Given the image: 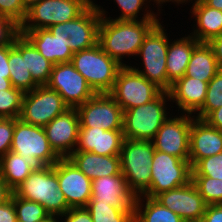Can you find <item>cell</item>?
Wrapping results in <instances>:
<instances>
[{"label": "cell", "instance_id": "6da1fadb", "mask_svg": "<svg viewBox=\"0 0 222 222\" xmlns=\"http://www.w3.org/2000/svg\"><path fill=\"white\" fill-rule=\"evenodd\" d=\"M95 7L102 16L98 30V44L122 67L130 66L129 63L128 65L124 63L126 61L123 58L134 57V55L137 57L145 37L161 22V19L115 20L107 17L108 12L97 3Z\"/></svg>", "mask_w": 222, "mask_h": 222}, {"label": "cell", "instance_id": "7a4b0ae2", "mask_svg": "<svg viewBox=\"0 0 222 222\" xmlns=\"http://www.w3.org/2000/svg\"><path fill=\"white\" fill-rule=\"evenodd\" d=\"M13 191L17 197L41 204L50 215L61 216L70 209L53 166L34 169Z\"/></svg>", "mask_w": 222, "mask_h": 222}, {"label": "cell", "instance_id": "3957f363", "mask_svg": "<svg viewBox=\"0 0 222 222\" xmlns=\"http://www.w3.org/2000/svg\"><path fill=\"white\" fill-rule=\"evenodd\" d=\"M155 153L152 141L124 139L120 151L121 173L135 197L151 185V164Z\"/></svg>", "mask_w": 222, "mask_h": 222}, {"label": "cell", "instance_id": "277c9868", "mask_svg": "<svg viewBox=\"0 0 222 222\" xmlns=\"http://www.w3.org/2000/svg\"><path fill=\"white\" fill-rule=\"evenodd\" d=\"M71 63L97 93H109L122 66L104 52L99 44L73 53Z\"/></svg>", "mask_w": 222, "mask_h": 222}, {"label": "cell", "instance_id": "5b68a950", "mask_svg": "<svg viewBox=\"0 0 222 222\" xmlns=\"http://www.w3.org/2000/svg\"><path fill=\"white\" fill-rule=\"evenodd\" d=\"M169 100V92L163 91L151 102L123 111L124 138L151 141L169 117Z\"/></svg>", "mask_w": 222, "mask_h": 222}, {"label": "cell", "instance_id": "8992f818", "mask_svg": "<svg viewBox=\"0 0 222 222\" xmlns=\"http://www.w3.org/2000/svg\"><path fill=\"white\" fill-rule=\"evenodd\" d=\"M162 22L158 23L145 37L137 57L141 56V67H132L136 72L140 73L150 82H153L163 91H169L172 84L167 79L166 58L169 46V38L167 29L162 26Z\"/></svg>", "mask_w": 222, "mask_h": 222}, {"label": "cell", "instance_id": "52a82bcc", "mask_svg": "<svg viewBox=\"0 0 222 222\" xmlns=\"http://www.w3.org/2000/svg\"><path fill=\"white\" fill-rule=\"evenodd\" d=\"M92 3L93 0H42L28 9L19 31L47 29L52 25L71 21Z\"/></svg>", "mask_w": 222, "mask_h": 222}, {"label": "cell", "instance_id": "ba28073f", "mask_svg": "<svg viewBox=\"0 0 222 222\" xmlns=\"http://www.w3.org/2000/svg\"><path fill=\"white\" fill-rule=\"evenodd\" d=\"M95 1L77 18L47 28L57 40L77 52L98 44V30L102 16L95 7Z\"/></svg>", "mask_w": 222, "mask_h": 222}, {"label": "cell", "instance_id": "9c48e42d", "mask_svg": "<svg viewBox=\"0 0 222 222\" xmlns=\"http://www.w3.org/2000/svg\"><path fill=\"white\" fill-rule=\"evenodd\" d=\"M191 179L189 160L155 150L151 164V185L143 196L155 198L160 193L188 184Z\"/></svg>", "mask_w": 222, "mask_h": 222}, {"label": "cell", "instance_id": "30bf717a", "mask_svg": "<svg viewBox=\"0 0 222 222\" xmlns=\"http://www.w3.org/2000/svg\"><path fill=\"white\" fill-rule=\"evenodd\" d=\"M162 92V89L130 66H123L108 94L125 111L151 102Z\"/></svg>", "mask_w": 222, "mask_h": 222}, {"label": "cell", "instance_id": "8fae6325", "mask_svg": "<svg viewBox=\"0 0 222 222\" xmlns=\"http://www.w3.org/2000/svg\"><path fill=\"white\" fill-rule=\"evenodd\" d=\"M68 109L55 90L47 85L37 86L24 94L19 119L27 124L44 127Z\"/></svg>", "mask_w": 222, "mask_h": 222}, {"label": "cell", "instance_id": "7c38bea8", "mask_svg": "<svg viewBox=\"0 0 222 222\" xmlns=\"http://www.w3.org/2000/svg\"><path fill=\"white\" fill-rule=\"evenodd\" d=\"M10 151L20 156L33 157L43 166H53L60 158L50 147L45 130L14 119V131Z\"/></svg>", "mask_w": 222, "mask_h": 222}, {"label": "cell", "instance_id": "4fadbf2b", "mask_svg": "<svg viewBox=\"0 0 222 222\" xmlns=\"http://www.w3.org/2000/svg\"><path fill=\"white\" fill-rule=\"evenodd\" d=\"M47 86L55 90L69 108H77L96 94L71 62L54 64Z\"/></svg>", "mask_w": 222, "mask_h": 222}, {"label": "cell", "instance_id": "5bb4252c", "mask_svg": "<svg viewBox=\"0 0 222 222\" xmlns=\"http://www.w3.org/2000/svg\"><path fill=\"white\" fill-rule=\"evenodd\" d=\"M76 109L80 127L123 130V109L108 93H97Z\"/></svg>", "mask_w": 222, "mask_h": 222}, {"label": "cell", "instance_id": "9a60e30c", "mask_svg": "<svg viewBox=\"0 0 222 222\" xmlns=\"http://www.w3.org/2000/svg\"><path fill=\"white\" fill-rule=\"evenodd\" d=\"M151 140L155 150L189 160V140L192 115H169Z\"/></svg>", "mask_w": 222, "mask_h": 222}, {"label": "cell", "instance_id": "2e32d148", "mask_svg": "<svg viewBox=\"0 0 222 222\" xmlns=\"http://www.w3.org/2000/svg\"><path fill=\"white\" fill-rule=\"evenodd\" d=\"M59 188L70 208L86 207L92 195V180L81 172L69 158H60L54 165Z\"/></svg>", "mask_w": 222, "mask_h": 222}, {"label": "cell", "instance_id": "e0dca14e", "mask_svg": "<svg viewBox=\"0 0 222 222\" xmlns=\"http://www.w3.org/2000/svg\"><path fill=\"white\" fill-rule=\"evenodd\" d=\"M154 199L180 216L184 222H201L207 207L192 181L160 193Z\"/></svg>", "mask_w": 222, "mask_h": 222}, {"label": "cell", "instance_id": "ac0fdd59", "mask_svg": "<svg viewBox=\"0 0 222 222\" xmlns=\"http://www.w3.org/2000/svg\"><path fill=\"white\" fill-rule=\"evenodd\" d=\"M43 128L50 147L59 158H68L75 151L80 128L76 108H69Z\"/></svg>", "mask_w": 222, "mask_h": 222}, {"label": "cell", "instance_id": "d6986e66", "mask_svg": "<svg viewBox=\"0 0 222 222\" xmlns=\"http://www.w3.org/2000/svg\"><path fill=\"white\" fill-rule=\"evenodd\" d=\"M91 189L88 203H104L122 211H134L136 197L128 188L122 173L92 180Z\"/></svg>", "mask_w": 222, "mask_h": 222}, {"label": "cell", "instance_id": "ffe728a7", "mask_svg": "<svg viewBox=\"0 0 222 222\" xmlns=\"http://www.w3.org/2000/svg\"><path fill=\"white\" fill-rule=\"evenodd\" d=\"M222 152V131L192 115L189 161L193 167L200 159Z\"/></svg>", "mask_w": 222, "mask_h": 222}, {"label": "cell", "instance_id": "44dd1931", "mask_svg": "<svg viewBox=\"0 0 222 222\" xmlns=\"http://www.w3.org/2000/svg\"><path fill=\"white\" fill-rule=\"evenodd\" d=\"M122 130H104L98 127H80L75 151L97 155H120L124 141Z\"/></svg>", "mask_w": 222, "mask_h": 222}, {"label": "cell", "instance_id": "7402d4cb", "mask_svg": "<svg viewBox=\"0 0 222 222\" xmlns=\"http://www.w3.org/2000/svg\"><path fill=\"white\" fill-rule=\"evenodd\" d=\"M208 82L201 81L189 76H183L176 80L169 92L170 101L178 106V113L196 114L203 106ZM194 113V114H193Z\"/></svg>", "mask_w": 222, "mask_h": 222}, {"label": "cell", "instance_id": "603a6c76", "mask_svg": "<svg viewBox=\"0 0 222 222\" xmlns=\"http://www.w3.org/2000/svg\"><path fill=\"white\" fill-rule=\"evenodd\" d=\"M68 158L91 180L121 173L119 155L103 156L91 152L74 151Z\"/></svg>", "mask_w": 222, "mask_h": 222}, {"label": "cell", "instance_id": "cb8c5ba5", "mask_svg": "<svg viewBox=\"0 0 222 222\" xmlns=\"http://www.w3.org/2000/svg\"><path fill=\"white\" fill-rule=\"evenodd\" d=\"M9 71L10 81L14 88L24 93L34 90L39 86L29 72L26 65V37L18 34L9 43Z\"/></svg>", "mask_w": 222, "mask_h": 222}, {"label": "cell", "instance_id": "d4e9b609", "mask_svg": "<svg viewBox=\"0 0 222 222\" xmlns=\"http://www.w3.org/2000/svg\"><path fill=\"white\" fill-rule=\"evenodd\" d=\"M198 44L199 42L190 34L169 41L166 71L171 84L185 75L193 49Z\"/></svg>", "mask_w": 222, "mask_h": 222}, {"label": "cell", "instance_id": "484cf974", "mask_svg": "<svg viewBox=\"0 0 222 222\" xmlns=\"http://www.w3.org/2000/svg\"><path fill=\"white\" fill-rule=\"evenodd\" d=\"M190 10L196 22L190 35L199 43H208L211 39L222 34L221 10L209 7L203 2L193 4Z\"/></svg>", "mask_w": 222, "mask_h": 222}, {"label": "cell", "instance_id": "4316f807", "mask_svg": "<svg viewBox=\"0 0 222 222\" xmlns=\"http://www.w3.org/2000/svg\"><path fill=\"white\" fill-rule=\"evenodd\" d=\"M19 33L24 35L53 64L71 62L73 51L57 40L48 29L19 31Z\"/></svg>", "mask_w": 222, "mask_h": 222}, {"label": "cell", "instance_id": "83f0119b", "mask_svg": "<svg viewBox=\"0 0 222 222\" xmlns=\"http://www.w3.org/2000/svg\"><path fill=\"white\" fill-rule=\"evenodd\" d=\"M43 165L33 157H23L9 151L0 159V174L7 185L14 190L19 186L34 169Z\"/></svg>", "mask_w": 222, "mask_h": 222}, {"label": "cell", "instance_id": "f1b7e54d", "mask_svg": "<svg viewBox=\"0 0 222 222\" xmlns=\"http://www.w3.org/2000/svg\"><path fill=\"white\" fill-rule=\"evenodd\" d=\"M220 71L211 47L199 43L194 49L184 76L209 82Z\"/></svg>", "mask_w": 222, "mask_h": 222}, {"label": "cell", "instance_id": "f546056e", "mask_svg": "<svg viewBox=\"0 0 222 222\" xmlns=\"http://www.w3.org/2000/svg\"><path fill=\"white\" fill-rule=\"evenodd\" d=\"M134 222H184L180 216L154 198L138 196L134 205Z\"/></svg>", "mask_w": 222, "mask_h": 222}, {"label": "cell", "instance_id": "4dcf8cb0", "mask_svg": "<svg viewBox=\"0 0 222 222\" xmlns=\"http://www.w3.org/2000/svg\"><path fill=\"white\" fill-rule=\"evenodd\" d=\"M26 65L33 80L39 86L48 84L54 64L46 59L27 38Z\"/></svg>", "mask_w": 222, "mask_h": 222}, {"label": "cell", "instance_id": "1f68e13d", "mask_svg": "<svg viewBox=\"0 0 222 222\" xmlns=\"http://www.w3.org/2000/svg\"><path fill=\"white\" fill-rule=\"evenodd\" d=\"M93 222H134V211H122L109 204L88 203Z\"/></svg>", "mask_w": 222, "mask_h": 222}, {"label": "cell", "instance_id": "d6a6232c", "mask_svg": "<svg viewBox=\"0 0 222 222\" xmlns=\"http://www.w3.org/2000/svg\"><path fill=\"white\" fill-rule=\"evenodd\" d=\"M151 1L154 2V0H114V2L117 4L118 8L121 11V13H120L121 15L116 17L115 20L160 19L161 17H158L157 13L150 10L149 4ZM146 4H148V5H146ZM141 9L143 11L145 9L144 14L142 13L141 15H143V16L138 17L139 16L138 14L141 13V11H142Z\"/></svg>", "mask_w": 222, "mask_h": 222}, {"label": "cell", "instance_id": "836d02e7", "mask_svg": "<svg viewBox=\"0 0 222 222\" xmlns=\"http://www.w3.org/2000/svg\"><path fill=\"white\" fill-rule=\"evenodd\" d=\"M222 106V71L220 70L209 82L202 108L193 115L204 120L213 110Z\"/></svg>", "mask_w": 222, "mask_h": 222}, {"label": "cell", "instance_id": "e575fe53", "mask_svg": "<svg viewBox=\"0 0 222 222\" xmlns=\"http://www.w3.org/2000/svg\"><path fill=\"white\" fill-rule=\"evenodd\" d=\"M191 181L207 205L222 204V179L209 176H192Z\"/></svg>", "mask_w": 222, "mask_h": 222}, {"label": "cell", "instance_id": "d590c367", "mask_svg": "<svg viewBox=\"0 0 222 222\" xmlns=\"http://www.w3.org/2000/svg\"><path fill=\"white\" fill-rule=\"evenodd\" d=\"M12 201L14 202L18 222H40L50 215L41 204L17 197L14 193Z\"/></svg>", "mask_w": 222, "mask_h": 222}, {"label": "cell", "instance_id": "8d00e7d4", "mask_svg": "<svg viewBox=\"0 0 222 222\" xmlns=\"http://www.w3.org/2000/svg\"><path fill=\"white\" fill-rule=\"evenodd\" d=\"M24 94L22 90L14 87L0 89V116L19 119Z\"/></svg>", "mask_w": 222, "mask_h": 222}, {"label": "cell", "instance_id": "74e56055", "mask_svg": "<svg viewBox=\"0 0 222 222\" xmlns=\"http://www.w3.org/2000/svg\"><path fill=\"white\" fill-rule=\"evenodd\" d=\"M192 176H209L222 179V152L200 159L192 167Z\"/></svg>", "mask_w": 222, "mask_h": 222}, {"label": "cell", "instance_id": "f35d334b", "mask_svg": "<svg viewBox=\"0 0 222 222\" xmlns=\"http://www.w3.org/2000/svg\"><path fill=\"white\" fill-rule=\"evenodd\" d=\"M27 11L22 0H0V15L9 18L19 27L25 21Z\"/></svg>", "mask_w": 222, "mask_h": 222}, {"label": "cell", "instance_id": "ab89813d", "mask_svg": "<svg viewBox=\"0 0 222 222\" xmlns=\"http://www.w3.org/2000/svg\"><path fill=\"white\" fill-rule=\"evenodd\" d=\"M14 131V119L4 118L0 122V159L10 151Z\"/></svg>", "mask_w": 222, "mask_h": 222}, {"label": "cell", "instance_id": "60d3db41", "mask_svg": "<svg viewBox=\"0 0 222 222\" xmlns=\"http://www.w3.org/2000/svg\"><path fill=\"white\" fill-rule=\"evenodd\" d=\"M9 44L0 46V89H11L13 87L10 81L9 71Z\"/></svg>", "mask_w": 222, "mask_h": 222}, {"label": "cell", "instance_id": "b9f144b4", "mask_svg": "<svg viewBox=\"0 0 222 222\" xmlns=\"http://www.w3.org/2000/svg\"><path fill=\"white\" fill-rule=\"evenodd\" d=\"M18 34L19 26L0 15V46L11 43Z\"/></svg>", "mask_w": 222, "mask_h": 222}, {"label": "cell", "instance_id": "7bdbcfd3", "mask_svg": "<svg viewBox=\"0 0 222 222\" xmlns=\"http://www.w3.org/2000/svg\"><path fill=\"white\" fill-rule=\"evenodd\" d=\"M60 217L63 220L61 222H93L92 216L86 207L70 208Z\"/></svg>", "mask_w": 222, "mask_h": 222}, {"label": "cell", "instance_id": "ee69618b", "mask_svg": "<svg viewBox=\"0 0 222 222\" xmlns=\"http://www.w3.org/2000/svg\"><path fill=\"white\" fill-rule=\"evenodd\" d=\"M0 222H18L12 197L8 202L0 205Z\"/></svg>", "mask_w": 222, "mask_h": 222}, {"label": "cell", "instance_id": "f6af8a7d", "mask_svg": "<svg viewBox=\"0 0 222 222\" xmlns=\"http://www.w3.org/2000/svg\"><path fill=\"white\" fill-rule=\"evenodd\" d=\"M201 222H222V204L207 205Z\"/></svg>", "mask_w": 222, "mask_h": 222}, {"label": "cell", "instance_id": "bcb514c9", "mask_svg": "<svg viewBox=\"0 0 222 222\" xmlns=\"http://www.w3.org/2000/svg\"><path fill=\"white\" fill-rule=\"evenodd\" d=\"M207 44L211 47L219 69L222 71V34L211 39Z\"/></svg>", "mask_w": 222, "mask_h": 222}, {"label": "cell", "instance_id": "7dc6e473", "mask_svg": "<svg viewBox=\"0 0 222 222\" xmlns=\"http://www.w3.org/2000/svg\"><path fill=\"white\" fill-rule=\"evenodd\" d=\"M204 120L210 126L222 131V106L213 110Z\"/></svg>", "mask_w": 222, "mask_h": 222}, {"label": "cell", "instance_id": "c3c4849f", "mask_svg": "<svg viewBox=\"0 0 222 222\" xmlns=\"http://www.w3.org/2000/svg\"><path fill=\"white\" fill-rule=\"evenodd\" d=\"M14 191L7 185V183L2 179L0 174V205L8 202Z\"/></svg>", "mask_w": 222, "mask_h": 222}, {"label": "cell", "instance_id": "681fc988", "mask_svg": "<svg viewBox=\"0 0 222 222\" xmlns=\"http://www.w3.org/2000/svg\"><path fill=\"white\" fill-rule=\"evenodd\" d=\"M203 3L209 7L222 11V0H204Z\"/></svg>", "mask_w": 222, "mask_h": 222}, {"label": "cell", "instance_id": "f907efd6", "mask_svg": "<svg viewBox=\"0 0 222 222\" xmlns=\"http://www.w3.org/2000/svg\"><path fill=\"white\" fill-rule=\"evenodd\" d=\"M40 222H61L59 215H48L45 219H42Z\"/></svg>", "mask_w": 222, "mask_h": 222}, {"label": "cell", "instance_id": "816d5d0a", "mask_svg": "<svg viewBox=\"0 0 222 222\" xmlns=\"http://www.w3.org/2000/svg\"><path fill=\"white\" fill-rule=\"evenodd\" d=\"M42 0H22V3L24 5V7L28 10L29 8H31L34 4H37L38 2H40Z\"/></svg>", "mask_w": 222, "mask_h": 222}, {"label": "cell", "instance_id": "f5cc1de1", "mask_svg": "<svg viewBox=\"0 0 222 222\" xmlns=\"http://www.w3.org/2000/svg\"><path fill=\"white\" fill-rule=\"evenodd\" d=\"M174 1H175V0H154V4L156 3L155 5H157V6H155V7H158L157 9H158V11H159V12H157V13L160 14V12H161V10H162V9H160V8H163V7L161 6L163 3H164V4H165L166 2H168V3H169V2H172V3H173Z\"/></svg>", "mask_w": 222, "mask_h": 222}, {"label": "cell", "instance_id": "db71d44e", "mask_svg": "<svg viewBox=\"0 0 222 222\" xmlns=\"http://www.w3.org/2000/svg\"><path fill=\"white\" fill-rule=\"evenodd\" d=\"M190 1H191L192 4H196V3L203 2L204 0H175V1H174V5H175V3L178 4V5H180V4L183 5L184 3H185V4H186V3L188 4V2L190 3ZM193 1H194V2H193Z\"/></svg>", "mask_w": 222, "mask_h": 222}, {"label": "cell", "instance_id": "11a10c76", "mask_svg": "<svg viewBox=\"0 0 222 222\" xmlns=\"http://www.w3.org/2000/svg\"><path fill=\"white\" fill-rule=\"evenodd\" d=\"M4 119V117L0 116V122Z\"/></svg>", "mask_w": 222, "mask_h": 222}]
</instances>
